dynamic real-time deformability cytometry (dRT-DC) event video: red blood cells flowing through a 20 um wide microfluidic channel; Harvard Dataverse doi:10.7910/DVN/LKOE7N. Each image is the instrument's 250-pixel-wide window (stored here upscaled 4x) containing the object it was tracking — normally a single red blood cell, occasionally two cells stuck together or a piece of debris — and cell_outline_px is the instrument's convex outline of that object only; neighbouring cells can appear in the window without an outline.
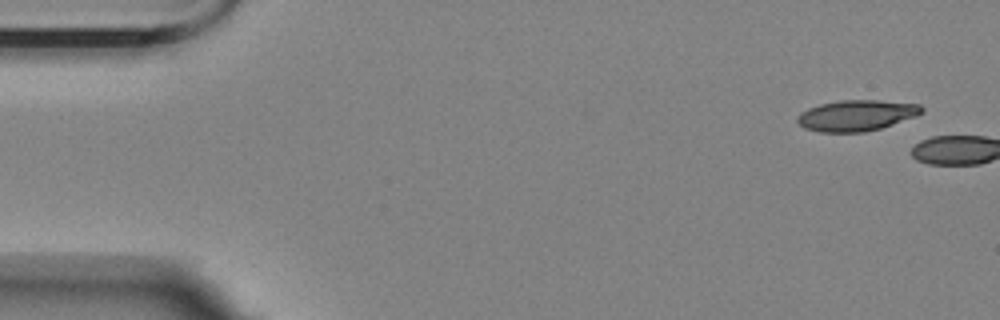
{"species": "Egyptian fruit bat (a non-hibernating species)", "species_latin": "Rousettus aegyptiacus", "temperature_condition": "room temperature", "stored_images_in_passage": 2, "camera_frame_rate_fps": 3000, "um_per_image_px": 0.085, "animal": {"sex": "female"}, "frame": {"image": 1, "passage_image": 1, "time_ms": 0.0, "image_size_px": [1000, 320], "cell_outline_px": [[924, 112], [916, 116], [880, 128], [864, 132], [820, 132], [804, 128], [796, 120], [796, 116], [800, 112], [808, 108], [820, 104], [840, 100], [876, 100], [920, 104], [924, 108]], "centroid_in_image_um": [72.79, 9.81], "position_along_channel_um": 12.2, "area_um2": 22.43}}